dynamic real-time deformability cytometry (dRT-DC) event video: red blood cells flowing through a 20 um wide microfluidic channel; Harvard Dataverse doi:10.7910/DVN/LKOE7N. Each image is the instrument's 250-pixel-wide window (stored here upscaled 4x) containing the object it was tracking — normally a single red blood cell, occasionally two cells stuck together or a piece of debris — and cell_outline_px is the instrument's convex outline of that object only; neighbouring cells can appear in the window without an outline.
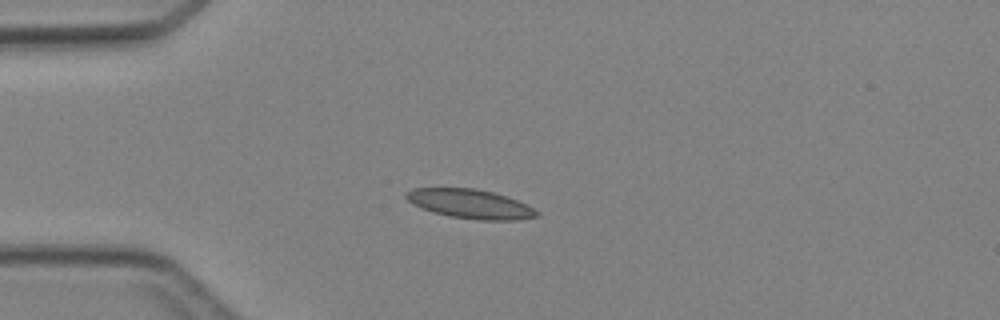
{"species": "Egyptian fruit bat (a non-hibernating species)", "species_latin": "Rousettus aegyptiacus", "temperature_condition": "cold", "stored_images_in_passage": 3, "camera_frame_rate_fps": 3000, "um_per_image_px": 0.085, "animal": {"sex": "female"}, "frame": {"image": 1, "passage_image": 2, "time_ms": 2.0, "image_size_px": [1000, 320], "cell_outline_px": [[540, 212], [536, 216], [516, 220], [476, 220], [448, 216], [432, 212], [412, 204], [404, 196], [404, 192], [412, 188], [476, 188], [508, 196]], "centroid_in_image_um": [39.91, 17.32], "position_along_channel_um": 45.1, "area_um2": 22.25}}